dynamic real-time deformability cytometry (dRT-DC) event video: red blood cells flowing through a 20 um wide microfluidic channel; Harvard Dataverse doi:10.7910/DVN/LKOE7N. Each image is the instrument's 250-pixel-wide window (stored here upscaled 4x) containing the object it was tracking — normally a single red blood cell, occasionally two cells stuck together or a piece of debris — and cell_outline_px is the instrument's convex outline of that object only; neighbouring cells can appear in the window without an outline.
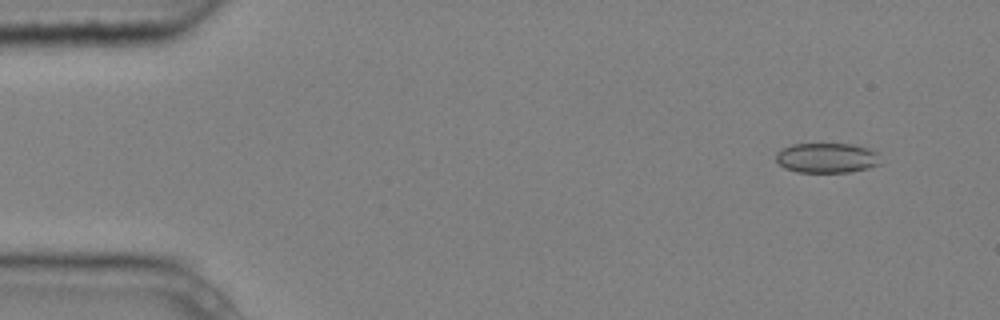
{"species": "common noctule bat (a hibernating species)", "species_latin": "Nyctalus noctula", "temperature_condition": "cold", "stored_images_in_passage": 5, "camera_frame_rate_fps": 3000, "um_per_image_px": 0.085, "animal": {"sex": "male", "body_mass_g": 20.4}, "frame": {"image": 1, "passage_image": 2, "time_ms": 0.333, "image_size_px": [1000, 320], "cell_outline_px": [[880, 164], [868, 168], [848, 172], [796, 172], [784, 168], [776, 160], [776, 152], [780, 148], [792, 144], [852, 144], [868, 148], [876, 152]], "centroid_in_image_um": [70.23, 13.42], "position_along_channel_um": 14.8, "area_um2": 18.26}}
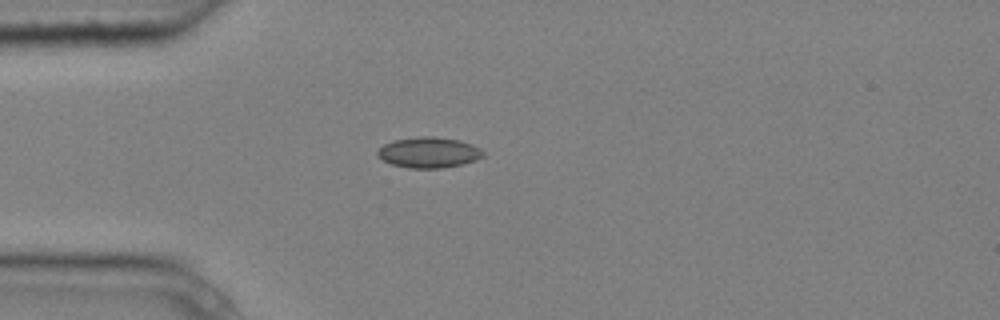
{"frame": {"image": 2, "passage_image": 5, "time_ms": 1.333, "image_size_px": [1000, 320], "cell_outline_px": [[484, 156], [476, 160], [464, 164], [444, 168], [408, 168], [392, 164], [376, 156], [376, 152], [384, 144], [396, 140], [420, 136], [432, 136], [460, 140], [472, 144], [480, 148], [484, 152]], "centroid_in_image_um": [36.47, 12.96], "position_along_channel_um": 48.5, "area_um2": 18.96}}